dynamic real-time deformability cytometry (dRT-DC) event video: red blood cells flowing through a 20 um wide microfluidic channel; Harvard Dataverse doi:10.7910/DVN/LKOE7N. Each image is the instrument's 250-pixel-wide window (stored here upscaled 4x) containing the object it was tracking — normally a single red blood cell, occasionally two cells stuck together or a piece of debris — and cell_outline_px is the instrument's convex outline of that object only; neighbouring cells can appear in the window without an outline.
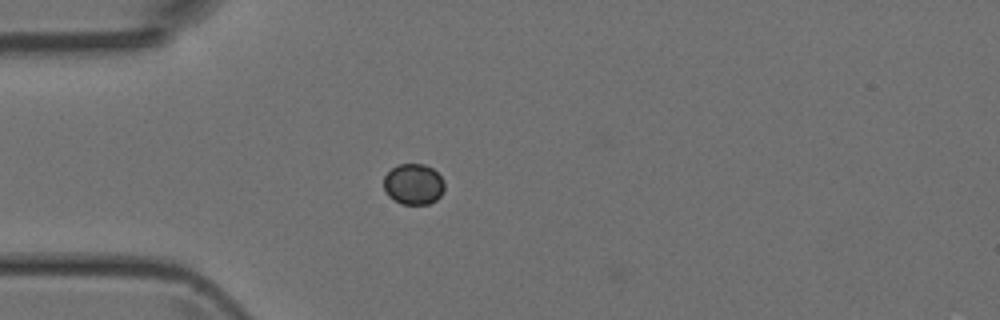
{"species": "Egyptian fruit bat (a non-hibernating species)", "species_latin": "Rousettus aegyptiacus", "temperature_condition": "room temperature", "stored_images_in_passage": 4, "camera_frame_rate_fps": 3000, "um_per_image_px": 0.085, "animal": {"sex": "female"}, "frame": {"image": 1, "passage_image": 3, "time_ms": 0.667, "image_size_px": [1000, 320], "cell_outline_px": [[444, 188], [440, 196], [436, 200], [428, 204], [400, 204], [388, 196], [384, 188], [384, 176], [392, 168], [400, 164], [424, 164], [432, 168], [444, 180]], "centroid_in_image_um": [35.14, 15.66], "position_along_channel_um": 49.9, "area_um2": 14.45}}